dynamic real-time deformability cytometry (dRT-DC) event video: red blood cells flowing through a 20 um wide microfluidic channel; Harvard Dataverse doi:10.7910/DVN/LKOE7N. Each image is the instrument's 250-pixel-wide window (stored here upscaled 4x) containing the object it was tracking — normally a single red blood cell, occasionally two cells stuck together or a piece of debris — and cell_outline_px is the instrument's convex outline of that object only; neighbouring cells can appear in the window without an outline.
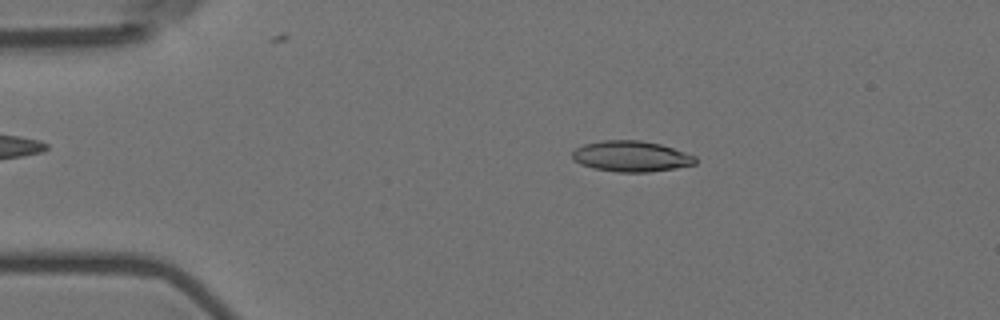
{"species": "Egyptian fruit bat (a non-hibernating species)", "species_latin": "Rousettus aegyptiacus", "temperature_condition": "room temperature", "stored_images_in_passage": 45, "camera_frame_rate_fps": 3000, "um_per_image_px": 0.085, "animal": {"sex": "female"}, "frame": {"image": 1, "passage_image": 2, "time_ms": 0.333, "image_size_px": [1000, 320], "cell_outline_px": [[696, 164], [676, 168], [648, 172], [616, 172], [592, 168], [580, 164], [572, 160], [572, 152], [576, 148], [584, 144], [604, 140], [640, 140], [660, 144], [696, 156]], "centroid_in_image_um": [53.62, 13.29], "position_along_channel_um": 31.4, "area_um2": 22.14}}
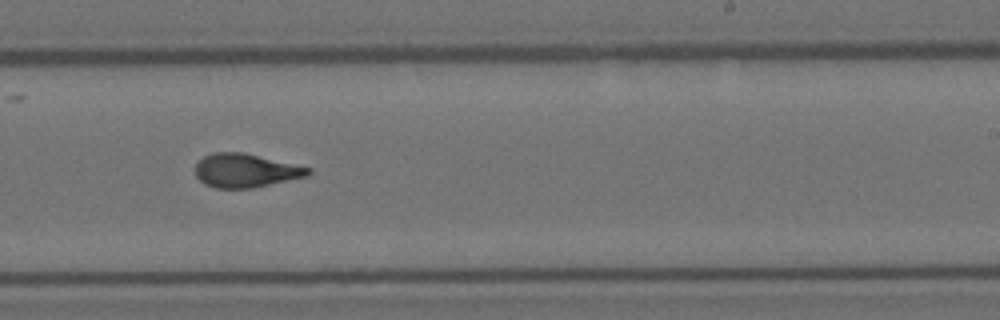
{"frame": {"image": 2, "passage_image": 26, "time_ms": 8.333, "image_size_px": [1000, 320], "cell_outline_px": [[312, 172], [308, 176], [252, 188], [216, 188], [204, 184], [196, 176], [196, 164], [204, 156], [212, 152], [244, 152], [312, 168]], "centroid_in_image_um": [20.89, 14.49], "position_along_channel_um": 268.1, "area_um2": 22.2}}
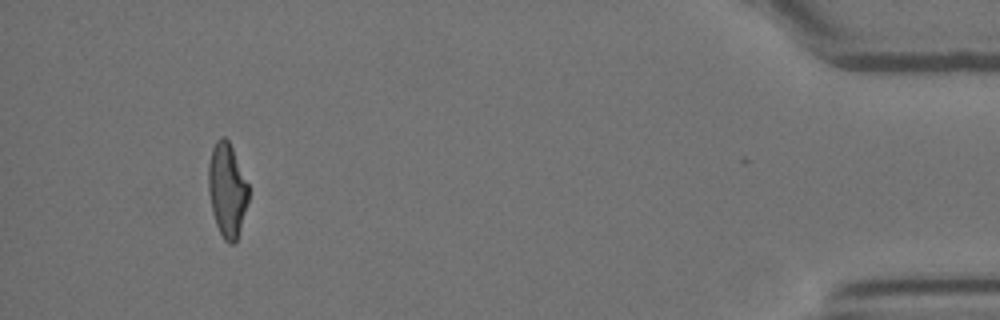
{"frame": {"image": 3, "passage_image": 44, "time_ms": 14.333, "image_size_px": [1000, 320], "cell_outline_px": [[248, 200], [240, 228], [236, 240], [232, 244], [228, 244], [224, 240], [216, 224], [212, 212], [208, 192], [208, 164], [212, 148], [216, 140], [220, 136], [224, 136], [228, 140], [232, 148], [248, 184]], "centroid_in_image_um": [19.28, 16.13], "position_along_channel_um": 415.9, "area_um2": 21.79}, "authors_computed_cell_mechanics": {"area_um2": 22.253, "velocity_mm_per_s": 3.5864, "shape_relaxation_time_tau1_ms": 7.2339, "shape_relaxation_time_tau2_ms": 1.7629, "deformation_change_tau1": 0.2276, "deformation_change_tau2": 0.0983}}